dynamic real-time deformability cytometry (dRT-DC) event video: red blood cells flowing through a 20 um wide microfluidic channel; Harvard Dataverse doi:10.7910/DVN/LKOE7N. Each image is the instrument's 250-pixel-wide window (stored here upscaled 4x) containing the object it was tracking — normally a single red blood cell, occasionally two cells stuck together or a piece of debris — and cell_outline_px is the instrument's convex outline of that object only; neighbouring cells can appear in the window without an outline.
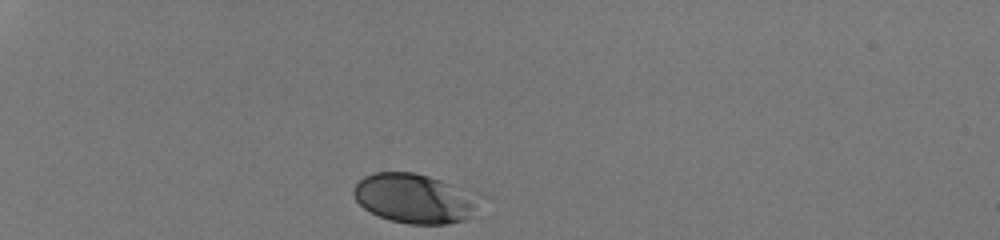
{"species": "human", "species_latin": "Homo sapiens", "temperature_condition": "room temperature", "stored_images_in_passage": 31, "camera_frame_rate_fps": 3000, "um_per_image_px": 0.085, "donor": {"sex": "male"}, "frame": {"image": 1, "passage_image": 1, "time_ms": 0.0, "image_size_px": [1000, 240], "cell_outline_px": [[472, 216], [464, 220], [448, 224], [408, 224], [392, 220], [380, 216], [364, 208], [356, 200], [352, 192], [356, 184], [364, 176], [372, 172], [412, 172], [428, 176], [440, 180], [448, 184], [472, 204]], "centroid_in_image_um": [34.98, 16.88], "position_along_channel_um": 50.0, "area_um2": 34.22}}
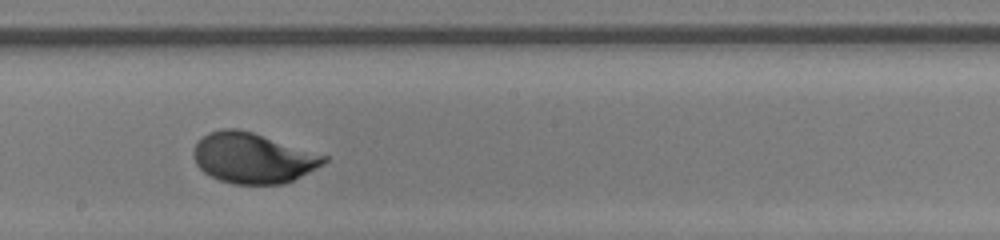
{"frame": {"image": 2, "passage_image": 18, "time_ms": 5.667, "image_size_px": [1000, 240], "cell_outline_px": [[328, 160], [308, 172], [284, 184], [232, 184], [220, 180], [204, 172], [196, 164], [192, 152], [196, 144], [208, 132], [224, 128], [236, 128], [252, 132], [328, 156]], "centroid_in_image_um": [21.47, 13.43], "position_along_channel_um": 226.7, "area_um2": 37.92}}
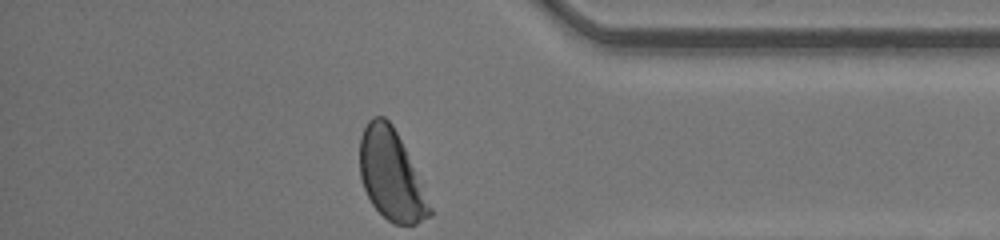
{"frame": {"image": 3, "passage_image": 31, "time_ms": 10.0, "image_size_px": [1000, 240], "cell_outline_px": [[432, 216], [416, 224], [392, 224], [372, 204], [364, 188], [360, 176], [360, 136], [368, 120], [372, 116], [384, 116], [392, 124], [404, 148], [432, 208]], "centroid_in_image_um": [33.22, 14.88], "position_along_channel_um": 402.0, "area_um2": 36.18}, "authors_computed_cell_mechanics": {"area_um2": 36.9342, "velocity_mm_per_s": 4.2352, "shape_relaxation_time_tau1_ms": 2.3122, "shape_relaxation_time_tau2_ms": null, "deformation_change_tau1": 0.1269, "deformation_change_tau2": null}}